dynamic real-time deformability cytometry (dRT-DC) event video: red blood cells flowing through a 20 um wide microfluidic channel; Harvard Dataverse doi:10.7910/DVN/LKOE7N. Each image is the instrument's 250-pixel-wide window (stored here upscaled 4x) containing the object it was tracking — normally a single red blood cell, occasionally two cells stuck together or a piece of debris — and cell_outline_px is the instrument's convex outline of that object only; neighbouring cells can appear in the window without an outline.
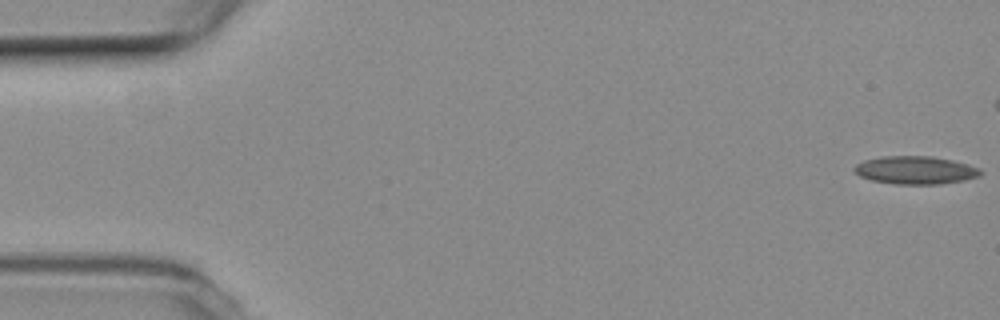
{"species": "common noctule bat (a hibernating species)", "species_latin": "Nyctalus noctula", "temperature_condition": "room temperature", "stored_images_in_passage": 44, "camera_frame_rate_fps": 3000, "um_per_image_px": 0.085, "animal": {"sex": "female", "body_mass_g": 19.3, "forearm_length_mm": 54.1}, "frame": {"image": 1, "passage_image": 1, "time_ms": 0.0, "image_size_px": [1000, 320], "cell_outline_px": [[984, 172], [980, 176], [964, 180], [940, 184], [896, 184], [872, 180], [860, 176], [852, 168], [856, 164], [864, 160], [880, 156], [932, 156], [952, 160], [968, 164], [980, 168]], "centroid_in_image_um": [77.83, 14.45], "position_along_channel_um": 7.2, "area_um2": 20.69}}
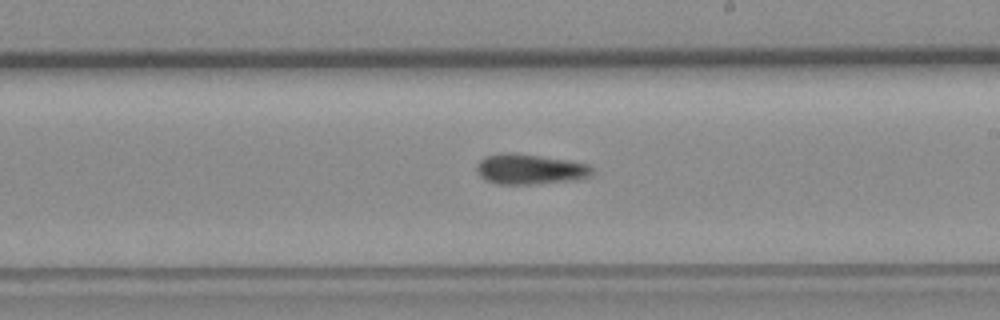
{"frame": {"image": 2, "passage_image": 31, "time_ms": 10.0, "image_size_px": [1000, 320], "cell_outline_px": [[592, 176], [580, 180], [532, 184], [496, 184], [484, 180], [480, 176], [476, 168], [476, 164], [484, 156], [508, 152], [512, 152], [568, 160], [588, 164], [592, 168]], "centroid_in_image_um": [45.04, 14.39], "position_along_channel_um": 244.0, "area_um2": 20.63}}
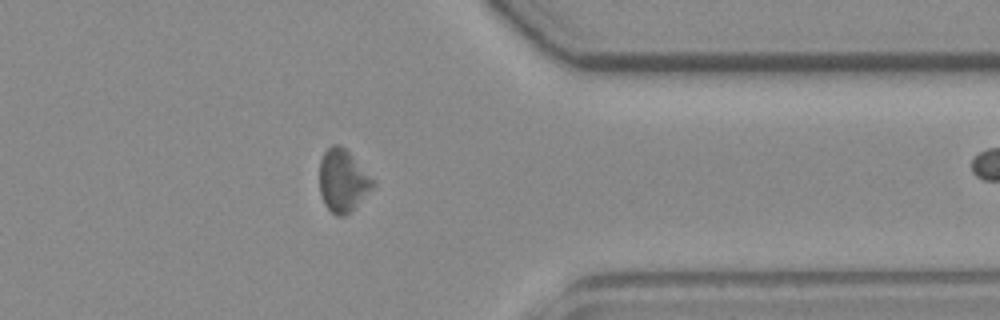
{"frame": {"image": 3, "passage_image": 43, "time_ms": 14.0, "image_size_px": [1000, 320], "cell_outline_px": [[376, 184], [344, 216], [336, 216], [324, 204], [320, 192], [320, 160], [324, 152], [332, 144], [340, 144], [348, 152]], "centroid_in_image_um": [29.09, 15.34], "position_along_channel_um": 382.3, "area_um2": 18.73}}